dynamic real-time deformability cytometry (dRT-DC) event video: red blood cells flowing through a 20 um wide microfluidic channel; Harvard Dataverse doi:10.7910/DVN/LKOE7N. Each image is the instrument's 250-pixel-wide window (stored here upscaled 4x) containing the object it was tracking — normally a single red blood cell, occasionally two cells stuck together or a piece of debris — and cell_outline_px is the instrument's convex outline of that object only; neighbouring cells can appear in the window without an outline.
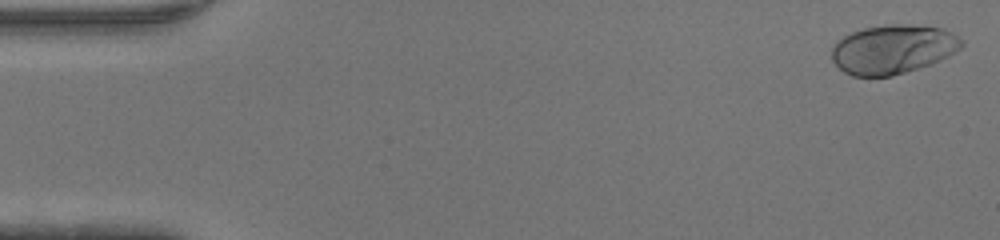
{"species": "human", "species_latin": "Homo sapiens", "temperature_condition": "warm", "stored_images_in_passage": 46, "camera_frame_rate_fps": 3000, "um_per_image_px": 0.085, "donor": {"sex": "male"}, "frame": {"image": 1, "passage_image": 1, "time_ms": 0.0, "image_size_px": [1000, 240], "cell_outline_px": [[964, 44], [960, 48], [948, 56], [932, 64], [892, 76], [852, 76], [844, 72], [832, 60], [832, 44], [836, 40], [852, 32], [864, 28], [884, 24], [912, 24], [944, 28], [952, 32], [964, 40]], "centroid_in_image_um": [75.91, 4.17], "position_along_channel_um": 9.1, "area_um2": 37.51}}
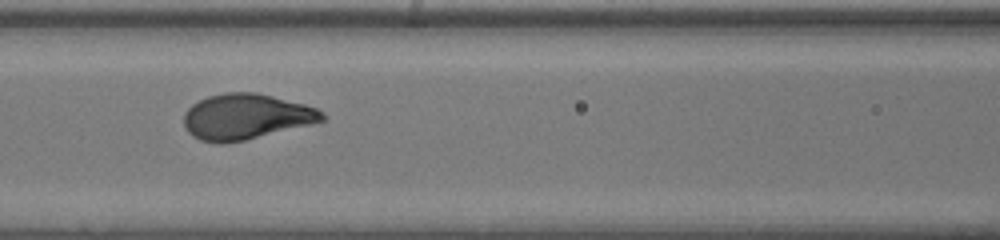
{"frame": {"image": 2, "passage_image": 20, "time_ms": 6.333, "image_size_px": [1000, 240], "cell_outline_px": [[328, 116], [324, 120], [244, 140], [220, 144], [200, 140], [192, 136], [188, 132], [184, 124], [184, 112], [192, 104], [208, 96], [224, 92], [256, 92], [304, 104], [316, 108], [324, 112]], "centroid_in_image_um": [20.87, 9.91], "position_along_channel_um": 145.7, "area_um2": 36.47}}
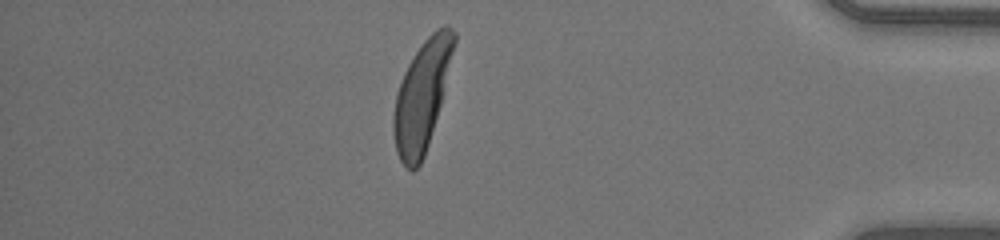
{"frame": {"image": 3, "passage_image": 40, "time_ms": 13.0, "image_size_px": [1000, 240], "cell_outline_px": [[456, 40], [440, 104], [428, 144], [424, 156], [420, 164], [412, 172], [400, 160], [396, 152], [392, 128], [392, 116], [396, 92], [404, 72], [412, 56], [424, 40], [436, 28], [444, 24], [448, 24], [456, 32]], "centroid_in_image_um": [35.84, 8.12], "position_along_channel_um": 399.4, "area_um2": 38.32}}